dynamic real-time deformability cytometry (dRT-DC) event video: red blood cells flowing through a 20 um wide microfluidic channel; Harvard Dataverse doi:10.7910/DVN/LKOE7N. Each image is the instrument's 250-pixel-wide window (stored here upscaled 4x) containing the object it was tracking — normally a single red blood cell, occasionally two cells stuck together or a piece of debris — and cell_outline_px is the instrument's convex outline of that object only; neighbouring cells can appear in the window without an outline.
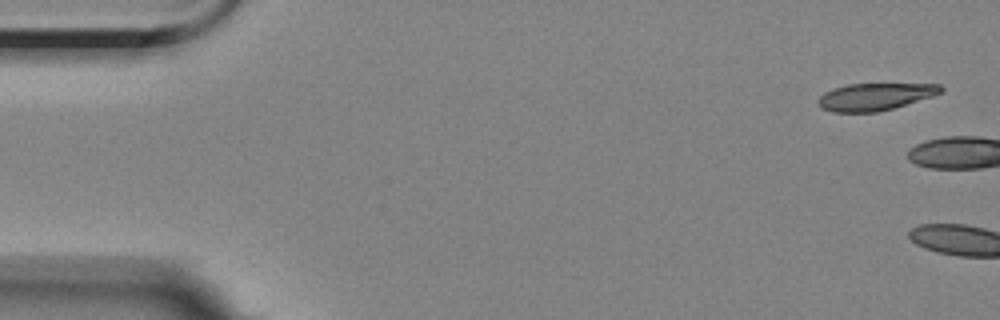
{"species": "Egyptian fruit bat (a non-hibernating species)", "species_latin": "Rousettus aegyptiacus", "temperature_condition": "room temperature", "stored_images_in_passage": 2, "camera_frame_rate_fps": 3000, "um_per_image_px": 0.085, "animal": {"sex": "female"}, "frame": {"image": 1, "passage_image": 1, "time_ms": 0.0, "image_size_px": [1000, 320], "cell_outline_px": [[944, 92], [932, 96], [892, 108], [876, 112], [832, 112], [820, 108], [816, 104], [816, 100], [824, 92], [832, 88], [848, 84], [940, 84], [944, 88]], "centroid_in_image_um": [74.32, 8.22], "position_along_channel_um": 10.7, "area_um2": 19.54}}